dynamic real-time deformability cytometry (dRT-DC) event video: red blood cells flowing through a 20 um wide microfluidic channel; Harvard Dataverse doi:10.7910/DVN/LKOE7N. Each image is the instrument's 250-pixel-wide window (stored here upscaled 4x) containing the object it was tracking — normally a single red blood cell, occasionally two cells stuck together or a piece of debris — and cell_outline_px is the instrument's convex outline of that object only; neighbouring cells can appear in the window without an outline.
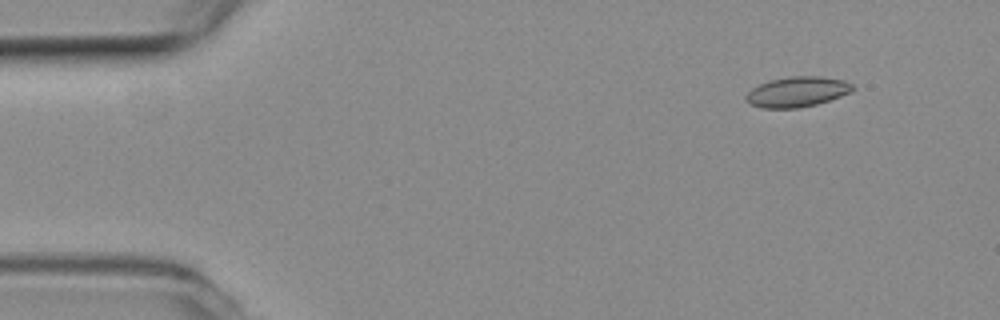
{"species": "common noctule bat (a hibernating species)", "species_latin": "Nyctalus noctula", "temperature_condition": "room temperature", "stored_images_in_passage": 5, "camera_frame_rate_fps": 3000, "um_per_image_px": 0.085, "animal": {"sex": "female", "body_mass_g": 19.3, "forearm_length_mm": 54.1}, "frame": {"image": 1, "passage_image": 2, "time_ms": 0.333, "image_size_px": [1000, 320], "cell_outline_px": [[856, 88], [852, 92], [816, 104], [796, 108], [760, 108], [744, 100], [744, 96], [752, 88], [760, 84], [772, 80], [788, 76], [820, 76], [844, 80], [852, 84]], "centroid_in_image_um": [67.76, 7.8], "position_along_channel_um": 17.2, "area_um2": 18.79}}
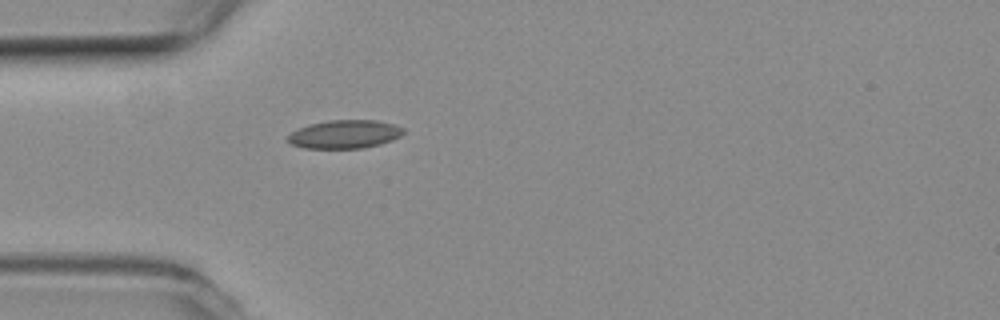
{"frame": {"image": 2, "passage_image": 5, "time_ms": 1.333, "image_size_px": [1000, 320], "cell_outline_px": [[404, 132], [400, 136], [392, 140], [380, 144], [364, 148], [304, 148], [292, 144], [288, 140], [288, 136], [292, 132], [308, 124], [328, 120], [376, 120], [396, 124], [404, 128]], "centroid_in_image_um": [29.33, 11.4], "position_along_channel_um": 55.7, "area_um2": 19.13}}